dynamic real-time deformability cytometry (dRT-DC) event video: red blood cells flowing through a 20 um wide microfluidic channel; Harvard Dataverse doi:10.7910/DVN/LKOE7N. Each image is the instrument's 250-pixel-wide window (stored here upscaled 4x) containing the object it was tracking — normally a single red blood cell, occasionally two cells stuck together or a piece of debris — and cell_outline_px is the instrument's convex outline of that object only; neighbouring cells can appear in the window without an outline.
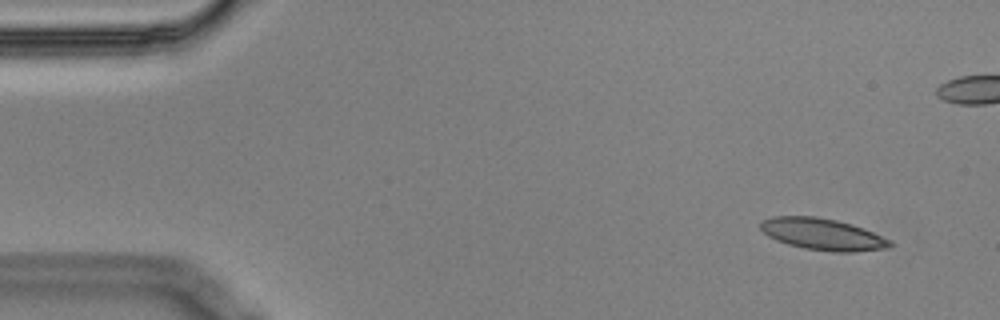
{"species": "Egyptian fruit bat (a non-hibernating species)", "species_latin": "Rousettus aegyptiacus", "temperature_condition": "cold", "stored_images_in_passage": 6, "camera_frame_rate_fps": 3000, "um_per_image_px": 0.085, "animal": {"sex": "male"}, "frame": {"image": 1, "passage_image": 1, "time_ms": 0.0, "image_size_px": [1000, 320], "cell_outline_px": [[896, 244], [888, 248], [852, 252], [832, 252], [804, 248], [788, 244], [776, 240], [768, 236], [760, 228], [760, 220], [772, 216], [816, 216], [836, 220], [852, 224], [864, 228], [892, 240]], "centroid_in_image_um": [69.95, 19.91], "position_along_channel_um": 15.1, "area_um2": 24.16}}
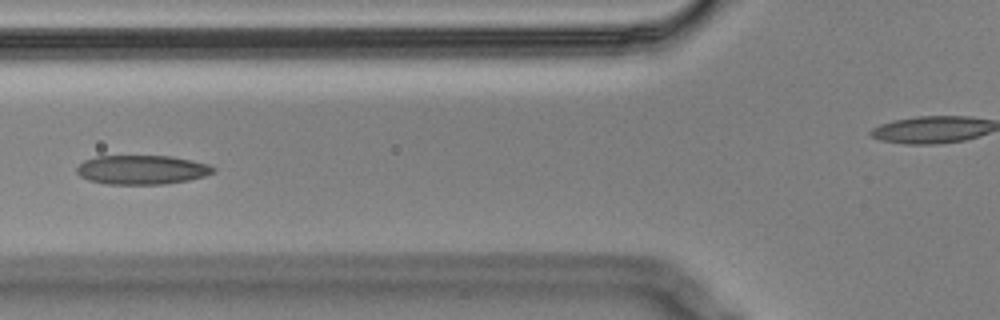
{"frame": {"image": 2, "passage_image": 6, "time_ms": 1.667, "image_size_px": [1000, 320], "cell_outline_px": [[216, 168], [212, 172], [204, 176], [188, 180], [164, 184], [104, 184], [88, 180], [80, 176], [76, 172], [76, 168], [84, 160], [96, 156], [172, 156], [192, 160], [208, 164]], "centroid_in_image_um": [12.03, 14.43], "position_along_channel_um": 113.8, "area_um2": 23.24}}